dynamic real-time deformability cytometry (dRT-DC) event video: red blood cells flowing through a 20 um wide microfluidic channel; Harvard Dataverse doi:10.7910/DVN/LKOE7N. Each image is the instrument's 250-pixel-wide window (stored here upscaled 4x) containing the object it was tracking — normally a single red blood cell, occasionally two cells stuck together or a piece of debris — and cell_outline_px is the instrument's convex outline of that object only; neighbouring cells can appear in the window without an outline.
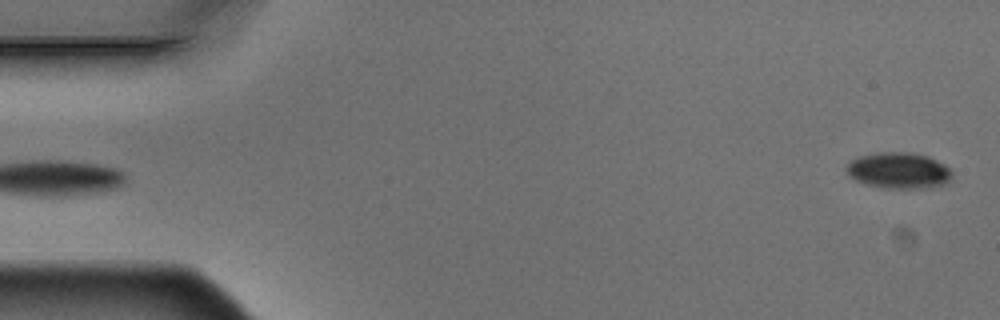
{"species": "Egyptian fruit bat (a non-hibernating species)", "species_latin": "Rousettus aegyptiacus", "temperature_condition": "warm", "stored_images_in_passage": 4, "camera_frame_rate_fps": 3000, "um_per_image_px": 0.085, "animal": {"sex": "male"}, "frame": {"image": 1, "passage_image": 4, "time_ms": 1.0, "image_size_px": [1000, 320], "cell_outline_px": [[952, 176], [944, 184], [932, 188], [884, 188], [864, 184], [848, 176], [848, 164], [852, 160], [860, 156], [880, 152], [912, 152], [928, 156], [944, 164], [952, 172]], "centroid_in_image_um": [76.41, 14.5], "position_along_channel_um": 8.6, "area_um2": 22.2}}